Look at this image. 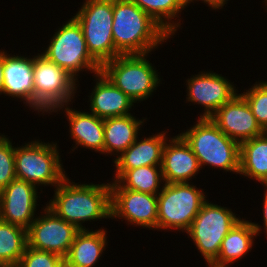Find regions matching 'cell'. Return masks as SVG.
Instances as JSON below:
<instances>
[{
	"instance_id": "obj_3",
	"label": "cell",
	"mask_w": 267,
	"mask_h": 267,
	"mask_svg": "<svg viewBox=\"0 0 267 267\" xmlns=\"http://www.w3.org/2000/svg\"><path fill=\"white\" fill-rule=\"evenodd\" d=\"M178 134L190 146L201 170L209 166L239 174L240 143L224 134L210 118L198 116L195 124Z\"/></svg>"
},
{
	"instance_id": "obj_29",
	"label": "cell",
	"mask_w": 267,
	"mask_h": 267,
	"mask_svg": "<svg viewBox=\"0 0 267 267\" xmlns=\"http://www.w3.org/2000/svg\"><path fill=\"white\" fill-rule=\"evenodd\" d=\"M12 140L0 133V192L14 179L15 156Z\"/></svg>"
},
{
	"instance_id": "obj_31",
	"label": "cell",
	"mask_w": 267,
	"mask_h": 267,
	"mask_svg": "<svg viewBox=\"0 0 267 267\" xmlns=\"http://www.w3.org/2000/svg\"><path fill=\"white\" fill-rule=\"evenodd\" d=\"M199 2V1H202L203 3L205 4H208L207 6H209L212 9L214 10H220V8L222 9L225 4H227L229 0H186V3L188 4H191V3H194V2Z\"/></svg>"
},
{
	"instance_id": "obj_28",
	"label": "cell",
	"mask_w": 267,
	"mask_h": 267,
	"mask_svg": "<svg viewBox=\"0 0 267 267\" xmlns=\"http://www.w3.org/2000/svg\"><path fill=\"white\" fill-rule=\"evenodd\" d=\"M253 85L239 94L247 101L261 128L267 132V81L260 80Z\"/></svg>"
},
{
	"instance_id": "obj_27",
	"label": "cell",
	"mask_w": 267,
	"mask_h": 267,
	"mask_svg": "<svg viewBox=\"0 0 267 267\" xmlns=\"http://www.w3.org/2000/svg\"><path fill=\"white\" fill-rule=\"evenodd\" d=\"M27 246V230L0 219V265L20 262Z\"/></svg>"
},
{
	"instance_id": "obj_1",
	"label": "cell",
	"mask_w": 267,
	"mask_h": 267,
	"mask_svg": "<svg viewBox=\"0 0 267 267\" xmlns=\"http://www.w3.org/2000/svg\"><path fill=\"white\" fill-rule=\"evenodd\" d=\"M45 204L59 218L74 224L79 230L86 228V221L111 218L110 182L102 184L75 183L66 177L54 190L53 197Z\"/></svg>"
},
{
	"instance_id": "obj_10",
	"label": "cell",
	"mask_w": 267,
	"mask_h": 267,
	"mask_svg": "<svg viewBox=\"0 0 267 267\" xmlns=\"http://www.w3.org/2000/svg\"><path fill=\"white\" fill-rule=\"evenodd\" d=\"M236 215L238 214L232 212L231 208L211 203V201L209 203L207 199L185 232L207 265H211L217 259L222 240L241 220V217Z\"/></svg>"
},
{
	"instance_id": "obj_12",
	"label": "cell",
	"mask_w": 267,
	"mask_h": 267,
	"mask_svg": "<svg viewBox=\"0 0 267 267\" xmlns=\"http://www.w3.org/2000/svg\"><path fill=\"white\" fill-rule=\"evenodd\" d=\"M111 219H124L127 225L149 230L157 229V195L123 188L117 181H110Z\"/></svg>"
},
{
	"instance_id": "obj_8",
	"label": "cell",
	"mask_w": 267,
	"mask_h": 267,
	"mask_svg": "<svg viewBox=\"0 0 267 267\" xmlns=\"http://www.w3.org/2000/svg\"><path fill=\"white\" fill-rule=\"evenodd\" d=\"M34 111L43 116L74 100L78 81L41 53L34 55Z\"/></svg>"
},
{
	"instance_id": "obj_18",
	"label": "cell",
	"mask_w": 267,
	"mask_h": 267,
	"mask_svg": "<svg viewBox=\"0 0 267 267\" xmlns=\"http://www.w3.org/2000/svg\"><path fill=\"white\" fill-rule=\"evenodd\" d=\"M167 131H160L144 139H136L113 162L116 181L126 170H132L142 166H161L164 146L169 139ZM139 140V141H138Z\"/></svg>"
},
{
	"instance_id": "obj_2",
	"label": "cell",
	"mask_w": 267,
	"mask_h": 267,
	"mask_svg": "<svg viewBox=\"0 0 267 267\" xmlns=\"http://www.w3.org/2000/svg\"><path fill=\"white\" fill-rule=\"evenodd\" d=\"M113 42L120 55L146 54L171 36L130 0H113Z\"/></svg>"
},
{
	"instance_id": "obj_14",
	"label": "cell",
	"mask_w": 267,
	"mask_h": 267,
	"mask_svg": "<svg viewBox=\"0 0 267 267\" xmlns=\"http://www.w3.org/2000/svg\"><path fill=\"white\" fill-rule=\"evenodd\" d=\"M38 193L35 185L17 178L12 180L0 192V219L27 230L37 217Z\"/></svg>"
},
{
	"instance_id": "obj_26",
	"label": "cell",
	"mask_w": 267,
	"mask_h": 267,
	"mask_svg": "<svg viewBox=\"0 0 267 267\" xmlns=\"http://www.w3.org/2000/svg\"><path fill=\"white\" fill-rule=\"evenodd\" d=\"M116 181L125 189L152 195H157L165 184L161 166H142L126 170Z\"/></svg>"
},
{
	"instance_id": "obj_13",
	"label": "cell",
	"mask_w": 267,
	"mask_h": 267,
	"mask_svg": "<svg viewBox=\"0 0 267 267\" xmlns=\"http://www.w3.org/2000/svg\"><path fill=\"white\" fill-rule=\"evenodd\" d=\"M222 74L213 71H200L186 79V102L201 105L204 109L200 118H209L239 92L234 82H229Z\"/></svg>"
},
{
	"instance_id": "obj_20",
	"label": "cell",
	"mask_w": 267,
	"mask_h": 267,
	"mask_svg": "<svg viewBox=\"0 0 267 267\" xmlns=\"http://www.w3.org/2000/svg\"><path fill=\"white\" fill-rule=\"evenodd\" d=\"M95 85L89 97L92 114L101 119L130 115L135 102L117 88L102 72L92 75Z\"/></svg>"
},
{
	"instance_id": "obj_15",
	"label": "cell",
	"mask_w": 267,
	"mask_h": 267,
	"mask_svg": "<svg viewBox=\"0 0 267 267\" xmlns=\"http://www.w3.org/2000/svg\"><path fill=\"white\" fill-rule=\"evenodd\" d=\"M229 138L241 143L265 133L247 101L238 94L209 117Z\"/></svg>"
},
{
	"instance_id": "obj_24",
	"label": "cell",
	"mask_w": 267,
	"mask_h": 267,
	"mask_svg": "<svg viewBox=\"0 0 267 267\" xmlns=\"http://www.w3.org/2000/svg\"><path fill=\"white\" fill-rule=\"evenodd\" d=\"M239 175L267 187V132L240 143Z\"/></svg>"
},
{
	"instance_id": "obj_23",
	"label": "cell",
	"mask_w": 267,
	"mask_h": 267,
	"mask_svg": "<svg viewBox=\"0 0 267 267\" xmlns=\"http://www.w3.org/2000/svg\"><path fill=\"white\" fill-rule=\"evenodd\" d=\"M107 237L103 228L79 230L64 260L73 267H94L108 247Z\"/></svg>"
},
{
	"instance_id": "obj_19",
	"label": "cell",
	"mask_w": 267,
	"mask_h": 267,
	"mask_svg": "<svg viewBox=\"0 0 267 267\" xmlns=\"http://www.w3.org/2000/svg\"><path fill=\"white\" fill-rule=\"evenodd\" d=\"M70 104L58 107L54 113L58 114L62 110L65 113L69 125V134L76 148H86L94 150L96 153L104 154V119L97 117L91 112L78 111L68 106Z\"/></svg>"
},
{
	"instance_id": "obj_21",
	"label": "cell",
	"mask_w": 267,
	"mask_h": 267,
	"mask_svg": "<svg viewBox=\"0 0 267 267\" xmlns=\"http://www.w3.org/2000/svg\"><path fill=\"white\" fill-rule=\"evenodd\" d=\"M262 228L260 224L242 217L222 240L219 255L211 265L231 267L230 265L240 261L251 251L255 241L254 237L260 236Z\"/></svg>"
},
{
	"instance_id": "obj_33",
	"label": "cell",
	"mask_w": 267,
	"mask_h": 267,
	"mask_svg": "<svg viewBox=\"0 0 267 267\" xmlns=\"http://www.w3.org/2000/svg\"><path fill=\"white\" fill-rule=\"evenodd\" d=\"M3 65H4V50H0V95H2V88H3Z\"/></svg>"
},
{
	"instance_id": "obj_16",
	"label": "cell",
	"mask_w": 267,
	"mask_h": 267,
	"mask_svg": "<svg viewBox=\"0 0 267 267\" xmlns=\"http://www.w3.org/2000/svg\"><path fill=\"white\" fill-rule=\"evenodd\" d=\"M161 169L166 184L191 182L201 170L197 157L179 134L167 140Z\"/></svg>"
},
{
	"instance_id": "obj_22",
	"label": "cell",
	"mask_w": 267,
	"mask_h": 267,
	"mask_svg": "<svg viewBox=\"0 0 267 267\" xmlns=\"http://www.w3.org/2000/svg\"><path fill=\"white\" fill-rule=\"evenodd\" d=\"M147 118L133 114L104 119V155H115L113 161L136 141Z\"/></svg>"
},
{
	"instance_id": "obj_7",
	"label": "cell",
	"mask_w": 267,
	"mask_h": 267,
	"mask_svg": "<svg viewBox=\"0 0 267 267\" xmlns=\"http://www.w3.org/2000/svg\"><path fill=\"white\" fill-rule=\"evenodd\" d=\"M68 20L56 29L41 54L65 69L79 83L78 76L81 71L97 74L101 72V65L88 52L78 21L73 16Z\"/></svg>"
},
{
	"instance_id": "obj_36",
	"label": "cell",
	"mask_w": 267,
	"mask_h": 267,
	"mask_svg": "<svg viewBox=\"0 0 267 267\" xmlns=\"http://www.w3.org/2000/svg\"><path fill=\"white\" fill-rule=\"evenodd\" d=\"M263 2H264L265 6L267 8V0H264ZM266 11H267V9H266Z\"/></svg>"
},
{
	"instance_id": "obj_17",
	"label": "cell",
	"mask_w": 267,
	"mask_h": 267,
	"mask_svg": "<svg viewBox=\"0 0 267 267\" xmlns=\"http://www.w3.org/2000/svg\"><path fill=\"white\" fill-rule=\"evenodd\" d=\"M8 53L4 51L2 94L17 100L19 98L23 104L34 110V55L28 58L26 55L15 56Z\"/></svg>"
},
{
	"instance_id": "obj_25",
	"label": "cell",
	"mask_w": 267,
	"mask_h": 267,
	"mask_svg": "<svg viewBox=\"0 0 267 267\" xmlns=\"http://www.w3.org/2000/svg\"><path fill=\"white\" fill-rule=\"evenodd\" d=\"M156 21L172 38L181 27V12L186 0H130ZM180 18V19H178ZM174 19V20H173ZM177 19V21H176ZM179 28V29H178Z\"/></svg>"
},
{
	"instance_id": "obj_4",
	"label": "cell",
	"mask_w": 267,
	"mask_h": 267,
	"mask_svg": "<svg viewBox=\"0 0 267 267\" xmlns=\"http://www.w3.org/2000/svg\"><path fill=\"white\" fill-rule=\"evenodd\" d=\"M24 144L14 146L16 178L37 188L51 185L55 189L68 176L57 142L34 139Z\"/></svg>"
},
{
	"instance_id": "obj_32",
	"label": "cell",
	"mask_w": 267,
	"mask_h": 267,
	"mask_svg": "<svg viewBox=\"0 0 267 267\" xmlns=\"http://www.w3.org/2000/svg\"><path fill=\"white\" fill-rule=\"evenodd\" d=\"M263 204L262 207V213H263V226H264V233L265 236L267 235V187H264V196H263Z\"/></svg>"
},
{
	"instance_id": "obj_30",
	"label": "cell",
	"mask_w": 267,
	"mask_h": 267,
	"mask_svg": "<svg viewBox=\"0 0 267 267\" xmlns=\"http://www.w3.org/2000/svg\"><path fill=\"white\" fill-rule=\"evenodd\" d=\"M64 258L58 254L26 246L18 265L20 267H59Z\"/></svg>"
},
{
	"instance_id": "obj_9",
	"label": "cell",
	"mask_w": 267,
	"mask_h": 267,
	"mask_svg": "<svg viewBox=\"0 0 267 267\" xmlns=\"http://www.w3.org/2000/svg\"><path fill=\"white\" fill-rule=\"evenodd\" d=\"M73 17L82 28L88 52L101 66L120 55L113 42V0H85Z\"/></svg>"
},
{
	"instance_id": "obj_11",
	"label": "cell",
	"mask_w": 267,
	"mask_h": 267,
	"mask_svg": "<svg viewBox=\"0 0 267 267\" xmlns=\"http://www.w3.org/2000/svg\"><path fill=\"white\" fill-rule=\"evenodd\" d=\"M27 229V246L52 252L65 258L79 229L72 223L59 218L47 206Z\"/></svg>"
},
{
	"instance_id": "obj_35",
	"label": "cell",
	"mask_w": 267,
	"mask_h": 267,
	"mask_svg": "<svg viewBox=\"0 0 267 267\" xmlns=\"http://www.w3.org/2000/svg\"><path fill=\"white\" fill-rule=\"evenodd\" d=\"M0 267H20L18 264L15 265H0Z\"/></svg>"
},
{
	"instance_id": "obj_5",
	"label": "cell",
	"mask_w": 267,
	"mask_h": 267,
	"mask_svg": "<svg viewBox=\"0 0 267 267\" xmlns=\"http://www.w3.org/2000/svg\"><path fill=\"white\" fill-rule=\"evenodd\" d=\"M149 54L119 55L105 62L101 72L135 103L145 101L162 84L160 73L147 59Z\"/></svg>"
},
{
	"instance_id": "obj_34",
	"label": "cell",
	"mask_w": 267,
	"mask_h": 267,
	"mask_svg": "<svg viewBox=\"0 0 267 267\" xmlns=\"http://www.w3.org/2000/svg\"><path fill=\"white\" fill-rule=\"evenodd\" d=\"M59 267H73L71 265H69L65 260L60 264Z\"/></svg>"
},
{
	"instance_id": "obj_6",
	"label": "cell",
	"mask_w": 267,
	"mask_h": 267,
	"mask_svg": "<svg viewBox=\"0 0 267 267\" xmlns=\"http://www.w3.org/2000/svg\"><path fill=\"white\" fill-rule=\"evenodd\" d=\"M157 230L186 232L207 196L193 182L164 184L157 194Z\"/></svg>"
}]
</instances>
